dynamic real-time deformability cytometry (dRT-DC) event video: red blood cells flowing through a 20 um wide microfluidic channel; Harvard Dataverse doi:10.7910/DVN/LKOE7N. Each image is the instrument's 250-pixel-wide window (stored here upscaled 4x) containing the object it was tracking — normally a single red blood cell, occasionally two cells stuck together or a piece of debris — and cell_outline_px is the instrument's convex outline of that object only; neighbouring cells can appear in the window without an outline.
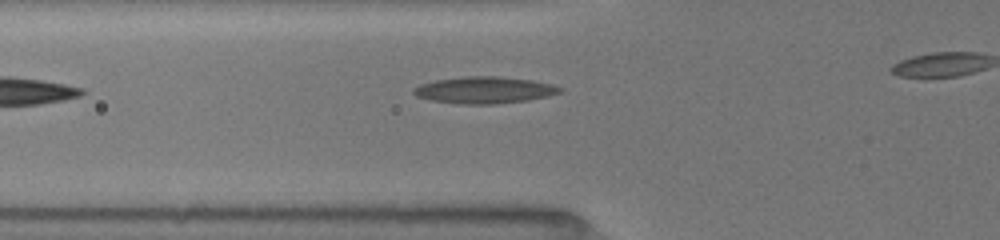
{"species": "common noctule bat (a hibernating species)", "species_latin": "Nyctalus noctula", "temperature_condition": "room temperature", "stored_images_in_passage": 26, "camera_frame_rate_fps": 3000, "um_per_image_px": 0.085, "animal": {"sex": "female", "body_mass_g": 19.5, "forearm_length_mm": 54.1}, "frame": {"image": 1, "passage_image": 2, "time_ms": 0.333, "image_size_px": [1000, 240], "cell_outline_px": [[564, 88], [560, 92], [548, 96], [528, 100], [492, 104], [456, 104], [428, 100], [416, 96], [412, 92], [412, 88], [420, 84], [436, 80], [464, 76], [496, 76], [532, 80], [552, 84]], "centroid_in_image_um": [41.13, 7.66], "position_along_channel_um": 84.7, "area_um2": 22.95}}
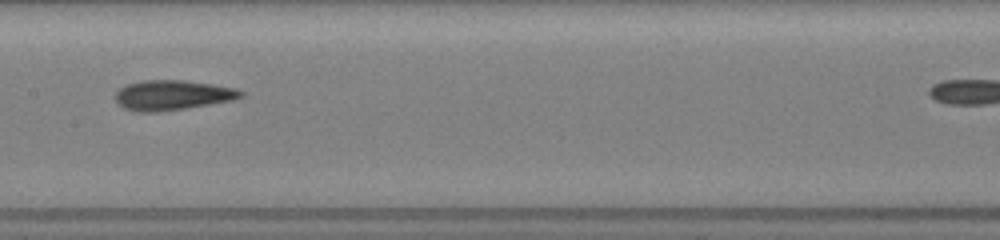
{"frame": {"image": 2, "passage_image": 10, "time_ms": 3.0, "image_size_px": [1000, 240], "cell_outline_px": [[244, 96], [232, 100], [184, 108], [156, 112], [136, 112], [124, 108], [116, 100], [116, 92], [120, 88], [128, 84], [144, 80], [184, 80], [212, 84], [236, 88], [244, 92]], "centroid_in_image_um": [14.66, 8.08], "position_along_channel_um": 192.7, "area_um2": 21.68}}
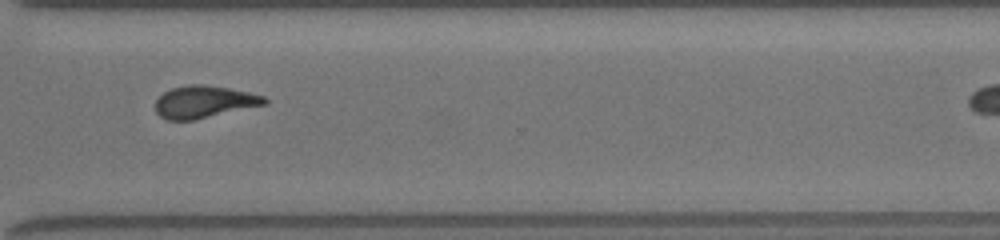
{"frame": {"image": 3, "passage_image": 22, "time_ms": 7.0, "image_size_px": [1000, 240], "cell_outline_px": [[268, 104], [192, 120], [168, 120], [160, 116], [156, 112], [156, 100], [164, 92], [172, 88], [188, 84], [204, 84], [228, 88], [248, 92], [264, 96], [268, 100]], "centroid_in_image_um": [17.36, 8.65], "position_along_channel_um": 353.2, "area_um2": 20.4}}